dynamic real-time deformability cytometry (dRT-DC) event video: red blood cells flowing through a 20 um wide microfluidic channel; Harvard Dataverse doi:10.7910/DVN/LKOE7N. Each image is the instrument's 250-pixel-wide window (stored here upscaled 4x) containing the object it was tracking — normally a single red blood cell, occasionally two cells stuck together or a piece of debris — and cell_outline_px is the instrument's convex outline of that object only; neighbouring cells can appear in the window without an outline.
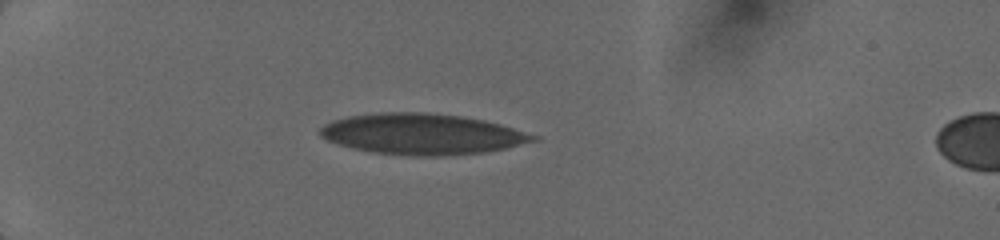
{"species": "human", "species_latin": "Homo sapiens", "temperature_condition": "cold", "stored_images_in_passage": 10, "camera_frame_rate_fps": 3000, "um_per_image_px": 0.085, "donor": {"sex": "female"}, "frame": {"image": 1, "passage_image": 6, "time_ms": 4.333, "image_size_px": [1000, 240], "cell_outline_px": [[540, 140], [504, 148], [484, 152], [440, 156], [412, 156], [372, 152], [352, 148], [328, 140], [320, 136], [320, 128], [324, 124], [332, 120], [348, 116], [380, 112], [428, 112], [460, 116], [484, 120], [500, 124], [540, 136]], "centroid_in_image_um": [35.89, 11.39], "position_along_channel_um": 49.1, "area_um2": 50.75}}
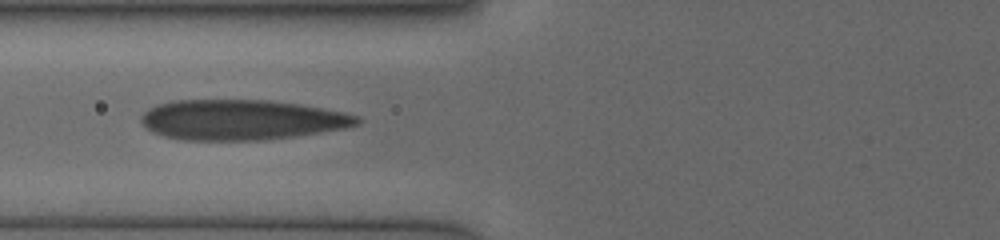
{"frame": {"image": 2, "passage_image": 9, "time_ms": 6.667, "image_size_px": [1000, 240], "cell_outline_px": [[360, 124], [344, 128], [296, 136], [264, 140], [184, 140], [164, 136], [152, 132], [140, 120], [140, 116], [148, 108], [160, 104], [176, 100], [268, 100], [300, 104], [340, 112], [356, 116], [360, 120]], "centroid_in_image_um": [20.49, 10.19], "position_along_channel_um": 105.3, "area_um2": 50.34}}